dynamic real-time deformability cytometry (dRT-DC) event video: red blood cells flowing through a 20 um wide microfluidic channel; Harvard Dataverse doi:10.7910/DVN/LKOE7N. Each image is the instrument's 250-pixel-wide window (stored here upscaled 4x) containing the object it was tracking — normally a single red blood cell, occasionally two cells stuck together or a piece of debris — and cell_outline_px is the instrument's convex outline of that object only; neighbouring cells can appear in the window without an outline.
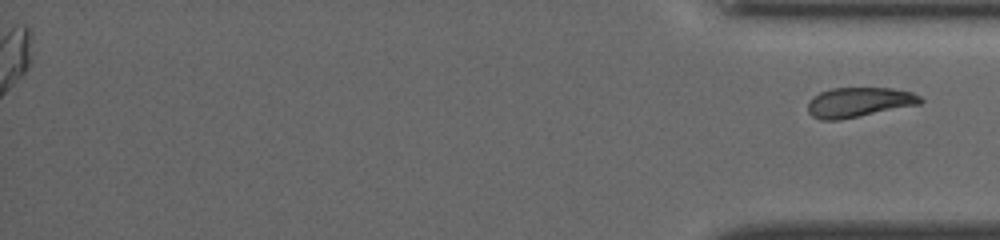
{"species": "common noctule bat (a hibernating species)", "species_latin": "Nyctalus noctula", "temperature_condition": "cold", "stored_images_in_passage": 38, "segment_of_instrument_passage": [2, 2], "camera_frame_rate_fps": 3000, "um_per_image_px": 0.085, "animal": {"sex": "female", "body_mass_g": 19.5, "forearm_length_mm": 54.1}, "frame": {"image": 1, "passage_image": 38, "time_ms": 12.333, "image_size_px": [1000, 240], "cell_outline_px": [[924, 100], [920, 104], [840, 120], [820, 120], [812, 116], [808, 112], [808, 100], [820, 92], [832, 88], [892, 88], [912, 92], [920, 96]], "centroid_in_image_um": [73.0, 8.69], "position_along_channel_um": 362.2, "area_um2": 19.59}}